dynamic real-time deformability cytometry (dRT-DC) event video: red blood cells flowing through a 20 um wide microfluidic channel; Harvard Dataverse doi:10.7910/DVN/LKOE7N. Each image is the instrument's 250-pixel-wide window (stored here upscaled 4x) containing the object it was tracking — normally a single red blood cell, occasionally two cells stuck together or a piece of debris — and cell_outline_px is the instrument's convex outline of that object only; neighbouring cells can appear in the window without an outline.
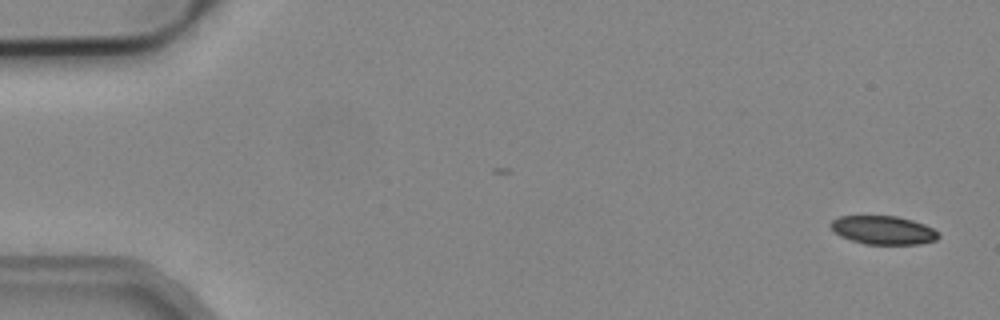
{"species": "common noctule bat (a hibernating species)", "species_latin": "Nyctalus noctula", "temperature_condition": "cold", "stored_images_in_passage": 2, "camera_frame_rate_fps": 3000, "um_per_image_px": 0.085, "animal": {"sex": "male", "body_mass_g": 19.2, "forearm_length_mm": 51.8}, "frame": {"image": 1, "passage_image": 2, "time_ms": 0.333, "image_size_px": [1000, 320], "cell_outline_px": [[940, 236], [936, 240], [920, 244], [864, 244], [840, 236], [832, 228], [832, 220], [840, 216], [896, 216], [912, 220], [924, 224], [932, 228]], "centroid_in_image_um": [75.09, 19.56], "position_along_channel_um": 9.9, "area_um2": 17.69}}